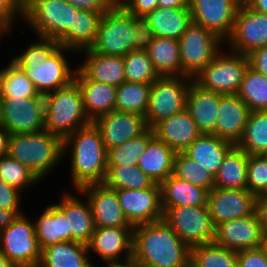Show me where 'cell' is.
I'll list each match as a JSON object with an SVG mask.
<instances>
[{
    "label": "cell",
    "instance_id": "cell-1",
    "mask_svg": "<svg viewBox=\"0 0 267 267\" xmlns=\"http://www.w3.org/2000/svg\"><path fill=\"white\" fill-rule=\"evenodd\" d=\"M31 38V42L30 39L26 40L28 43L22 39L24 47L20 49L21 52L15 53L17 51L15 48L8 45L9 49L6 45L5 49L0 50L2 51L0 54L10 55L9 58L24 71L40 95L44 96L66 87L74 81L78 54L60 46L58 40L35 36Z\"/></svg>",
    "mask_w": 267,
    "mask_h": 267
},
{
    "label": "cell",
    "instance_id": "cell-2",
    "mask_svg": "<svg viewBox=\"0 0 267 267\" xmlns=\"http://www.w3.org/2000/svg\"><path fill=\"white\" fill-rule=\"evenodd\" d=\"M63 164L69 170V189L103 183L107 173V150L99 130L93 123L63 139ZM69 173V176H68Z\"/></svg>",
    "mask_w": 267,
    "mask_h": 267
},
{
    "label": "cell",
    "instance_id": "cell-3",
    "mask_svg": "<svg viewBox=\"0 0 267 267\" xmlns=\"http://www.w3.org/2000/svg\"><path fill=\"white\" fill-rule=\"evenodd\" d=\"M132 257L152 267H190L191 248L161 219L133 226Z\"/></svg>",
    "mask_w": 267,
    "mask_h": 267
},
{
    "label": "cell",
    "instance_id": "cell-4",
    "mask_svg": "<svg viewBox=\"0 0 267 267\" xmlns=\"http://www.w3.org/2000/svg\"><path fill=\"white\" fill-rule=\"evenodd\" d=\"M8 155L33 172L44 184L52 174H57L56 170L63 167V139L46 130L10 134Z\"/></svg>",
    "mask_w": 267,
    "mask_h": 267
},
{
    "label": "cell",
    "instance_id": "cell-5",
    "mask_svg": "<svg viewBox=\"0 0 267 267\" xmlns=\"http://www.w3.org/2000/svg\"><path fill=\"white\" fill-rule=\"evenodd\" d=\"M45 103V130L66 138L76 130L92 123L87 116L83 96L74 80L68 86L43 96Z\"/></svg>",
    "mask_w": 267,
    "mask_h": 267
},
{
    "label": "cell",
    "instance_id": "cell-6",
    "mask_svg": "<svg viewBox=\"0 0 267 267\" xmlns=\"http://www.w3.org/2000/svg\"><path fill=\"white\" fill-rule=\"evenodd\" d=\"M76 11L67 0H25L21 25L31 36L59 40L73 25Z\"/></svg>",
    "mask_w": 267,
    "mask_h": 267
},
{
    "label": "cell",
    "instance_id": "cell-7",
    "mask_svg": "<svg viewBox=\"0 0 267 267\" xmlns=\"http://www.w3.org/2000/svg\"><path fill=\"white\" fill-rule=\"evenodd\" d=\"M248 66L247 55L224 46L193 80L202 88L216 93L237 94Z\"/></svg>",
    "mask_w": 267,
    "mask_h": 267
},
{
    "label": "cell",
    "instance_id": "cell-8",
    "mask_svg": "<svg viewBox=\"0 0 267 267\" xmlns=\"http://www.w3.org/2000/svg\"><path fill=\"white\" fill-rule=\"evenodd\" d=\"M0 253L17 267H38L42 250L35 234L33 218L26 212L1 230Z\"/></svg>",
    "mask_w": 267,
    "mask_h": 267
},
{
    "label": "cell",
    "instance_id": "cell-9",
    "mask_svg": "<svg viewBox=\"0 0 267 267\" xmlns=\"http://www.w3.org/2000/svg\"><path fill=\"white\" fill-rule=\"evenodd\" d=\"M178 42L182 76L191 79L196 78L225 46L216 34L194 22L186 28Z\"/></svg>",
    "mask_w": 267,
    "mask_h": 267
},
{
    "label": "cell",
    "instance_id": "cell-10",
    "mask_svg": "<svg viewBox=\"0 0 267 267\" xmlns=\"http://www.w3.org/2000/svg\"><path fill=\"white\" fill-rule=\"evenodd\" d=\"M193 79L186 76H159L150 87L145 118L149 128L186 108V97Z\"/></svg>",
    "mask_w": 267,
    "mask_h": 267
},
{
    "label": "cell",
    "instance_id": "cell-11",
    "mask_svg": "<svg viewBox=\"0 0 267 267\" xmlns=\"http://www.w3.org/2000/svg\"><path fill=\"white\" fill-rule=\"evenodd\" d=\"M132 14L122 5H113L103 14L96 40L90 49L110 56H125L133 50Z\"/></svg>",
    "mask_w": 267,
    "mask_h": 267
},
{
    "label": "cell",
    "instance_id": "cell-12",
    "mask_svg": "<svg viewBox=\"0 0 267 267\" xmlns=\"http://www.w3.org/2000/svg\"><path fill=\"white\" fill-rule=\"evenodd\" d=\"M163 220L190 248L214 242L215 226L207 205L163 207Z\"/></svg>",
    "mask_w": 267,
    "mask_h": 267
},
{
    "label": "cell",
    "instance_id": "cell-13",
    "mask_svg": "<svg viewBox=\"0 0 267 267\" xmlns=\"http://www.w3.org/2000/svg\"><path fill=\"white\" fill-rule=\"evenodd\" d=\"M0 124L9 134L45 130V103L40 98H0Z\"/></svg>",
    "mask_w": 267,
    "mask_h": 267
},
{
    "label": "cell",
    "instance_id": "cell-14",
    "mask_svg": "<svg viewBox=\"0 0 267 267\" xmlns=\"http://www.w3.org/2000/svg\"><path fill=\"white\" fill-rule=\"evenodd\" d=\"M267 45V14L248 6H239L230 37L225 46L240 54L248 55L254 49Z\"/></svg>",
    "mask_w": 267,
    "mask_h": 267
},
{
    "label": "cell",
    "instance_id": "cell-15",
    "mask_svg": "<svg viewBox=\"0 0 267 267\" xmlns=\"http://www.w3.org/2000/svg\"><path fill=\"white\" fill-rule=\"evenodd\" d=\"M132 243L133 226L95 227L87 246L91 261L97 267L98 263L121 261L132 257Z\"/></svg>",
    "mask_w": 267,
    "mask_h": 267
},
{
    "label": "cell",
    "instance_id": "cell-16",
    "mask_svg": "<svg viewBox=\"0 0 267 267\" xmlns=\"http://www.w3.org/2000/svg\"><path fill=\"white\" fill-rule=\"evenodd\" d=\"M256 199L248 189L214 187L208 193L206 205L216 228L224 222L253 214L256 211Z\"/></svg>",
    "mask_w": 267,
    "mask_h": 267
},
{
    "label": "cell",
    "instance_id": "cell-17",
    "mask_svg": "<svg viewBox=\"0 0 267 267\" xmlns=\"http://www.w3.org/2000/svg\"><path fill=\"white\" fill-rule=\"evenodd\" d=\"M123 214L132 226L163 219L160 184L146 189H116Z\"/></svg>",
    "mask_w": 267,
    "mask_h": 267
},
{
    "label": "cell",
    "instance_id": "cell-18",
    "mask_svg": "<svg viewBox=\"0 0 267 267\" xmlns=\"http://www.w3.org/2000/svg\"><path fill=\"white\" fill-rule=\"evenodd\" d=\"M192 22L216 34L230 37L239 5L234 0H189Z\"/></svg>",
    "mask_w": 267,
    "mask_h": 267
},
{
    "label": "cell",
    "instance_id": "cell-19",
    "mask_svg": "<svg viewBox=\"0 0 267 267\" xmlns=\"http://www.w3.org/2000/svg\"><path fill=\"white\" fill-rule=\"evenodd\" d=\"M217 245L240 251L257 248L267 243L257 211L253 214L224 222L215 228Z\"/></svg>",
    "mask_w": 267,
    "mask_h": 267
},
{
    "label": "cell",
    "instance_id": "cell-20",
    "mask_svg": "<svg viewBox=\"0 0 267 267\" xmlns=\"http://www.w3.org/2000/svg\"><path fill=\"white\" fill-rule=\"evenodd\" d=\"M92 123L99 130L106 150L121 146L149 129L145 116L116 110L99 116Z\"/></svg>",
    "mask_w": 267,
    "mask_h": 267
},
{
    "label": "cell",
    "instance_id": "cell-21",
    "mask_svg": "<svg viewBox=\"0 0 267 267\" xmlns=\"http://www.w3.org/2000/svg\"><path fill=\"white\" fill-rule=\"evenodd\" d=\"M61 193L56 202L51 201L65 214L69 230H71V241L88 244L94 233L95 225L87 198L78 189L69 191L63 187Z\"/></svg>",
    "mask_w": 267,
    "mask_h": 267
},
{
    "label": "cell",
    "instance_id": "cell-22",
    "mask_svg": "<svg viewBox=\"0 0 267 267\" xmlns=\"http://www.w3.org/2000/svg\"><path fill=\"white\" fill-rule=\"evenodd\" d=\"M78 190L90 204L95 227L132 226L123 214L116 189L94 183Z\"/></svg>",
    "mask_w": 267,
    "mask_h": 267
},
{
    "label": "cell",
    "instance_id": "cell-23",
    "mask_svg": "<svg viewBox=\"0 0 267 267\" xmlns=\"http://www.w3.org/2000/svg\"><path fill=\"white\" fill-rule=\"evenodd\" d=\"M152 129L154 136L175 153L184 152L202 134L186 108L158 122Z\"/></svg>",
    "mask_w": 267,
    "mask_h": 267
},
{
    "label": "cell",
    "instance_id": "cell-24",
    "mask_svg": "<svg viewBox=\"0 0 267 267\" xmlns=\"http://www.w3.org/2000/svg\"><path fill=\"white\" fill-rule=\"evenodd\" d=\"M77 58L78 68L90 80L114 87H118L125 82L123 56L103 55L88 48L79 52Z\"/></svg>",
    "mask_w": 267,
    "mask_h": 267
},
{
    "label": "cell",
    "instance_id": "cell-25",
    "mask_svg": "<svg viewBox=\"0 0 267 267\" xmlns=\"http://www.w3.org/2000/svg\"><path fill=\"white\" fill-rule=\"evenodd\" d=\"M251 110L237 94L222 95L216 120V135L237 145L241 140Z\"/></svg>",
    "mask_w": 267,
    "mask_h": 267
},
{
    "label": "cell",
    "instance_id": "cell-26",
    "mask_svg": "<svg viewBox=\"0 0 267 267\" xmlns=\"http://www.w3.org/2000/svg\"><path fill=\"white\" fill-rule=\"evenodd\" d=\"M223 94L199 86L192 80L186 97V109L202 134L216 135L219 100Z\"/></svg>",
    "mask_w": 267,
    "mask_h": 267
},
{
    "label": "cell",
    "instance_id": "cell-27",
    "mask_svg": "<svg viewBox=\"0 0 267 267\" xmlns=\"http://www.w3.org/2000/svg\"><path fill=\"white\" fill-rule=\"evenodd\" d=\"M43 206L42 209L39 207L38 215H34L35 211L33 214L29 213L34 216L35 234L41 250L57 243L71 241V230L65 214L50 200Z\"/></svg>",
    "mask_w": 267,
    "mask_h": 267
},
{
    "label": "cell",
    "instance_id": "cell-28",
    "mask_svg": "<svg viewBox=\"0 0 267 267\" xmlns=\"http://www.w3.org/2000/svg\"><path fill=\"white\" fill-rule=\"evenodd\" d=\"M74 80L81 89L84 109L91 121L115 110L117 87L90 80L78 67Z\"/></svg>",
    "mask_w": 267,
    "mask_h": 267
},
{
    "label": "cell",
    "instance_id": "cell-29",
    "mask_svg": "<svg viewBox=\"0 0 267 267\" xmlns=\"http://www.w3.org/2000/svg\"><path fill=\"white\" fill-rule=\"evenodd\" d=\"M234 146L215 134H201L184 153L215 176L224 157Z\"/></svg>",
    "mask_w": 267,
    "mask_h": 267
},
{
    "label": "cell",
    "instance_id": "cell-30",
    "mask_svg": "<svg viewBox=\"0 0 267 267\" xmlns=\"http://www.w3.org/2000/svg\"><path fill=\"white\" fill-rule=\"evenodd\" d=\"M102 16L101 12L77 10L74 13L73 25L58 40L60 46L71 49L77 54L90 48L96 40Z\"/></svg>",
    "mask_w": 267,
    "mask_h": 267
},
{
    "label": "cell",
    "instance_id": "cell-31",
    "mask_svg": "<svg viewBox=\"0 0 267 267\" xmlns=\"http://www.w3.org/2000/svg\"><path fill=\"white\" fill-rule=\"evenodd\" d=\"M153 31L154 37L179 40L192 22L190 8H160L144 16Z\"/></svg>",
    "mask_w": 267,
    "mask_h": 267
},
{
    "label": "cell",
    "instance_id": "cell-32",
    "mask_svg": "<svg viewBox=\"0 0 267 267\" xmlns=\"http://www.w3.org/2000/svg\"><path fill=\"white\" fill-rule=\"evenodd\" d=\"M38 267H95L91 261L87 244L64 241L42 250Z\"/></svg>",
    "mask_w": 267,
    "mask_h": 267
},
{
    "label": "cell",
    "instance_id": "cell-33",
    "mask_svg": "<svg viewBox=\"0 0 267 267\" xmlns=\"http://www.w3.org/2000/svg\"><path fill=\"white\" fill-rule=\"evenodd\" d=\"M162 207L201 206L207 204L209 191L175 177L168 176L160 183Z\"/></svg>",
    "mask_w": 267,
    "mask_h": 267
},
{
    "label": "cell",
    "instance_id": "cell-34",
    "mask_svg": "<svg viewBox=\"0 0 267 267\" xmlns=\"http://www.w3.org/2000/svg\"><path fill=\"white\" fill-rule=\"evenodd\" d=\"M176 153L155 136L149 141L144 154L138 159V167L155 183L160 184L173 174Z\"/></svg>",
    "mask_w": 267,
    "mask_h": 267
},
{
    "label": "cell",
    "instance_id": "cell-35",
    "mask_svg": "<svg viewBox=\"0 0 267 267\" xmlns=\"http://www.w3.org/2000/svg\"><path fill=\"white\" fill-rule=\"evenodd\" d=\"M249 155L236 145L226 154L214 176V187L247 189V164Z\"/></svg>",
    "mask_w": 267,
    "mask_h": 267
},
{
    "label": "cell",
    "instance_id": "cell-36",
    "mask_svg": "<svg viewBox=\"0 0 267 267\" xmlns=\"http://www.w3.org/2000/svg\"><path fill=\"white\" fill-rule=\"evenodd\" d=\"M146 52L159 76H182L178 40L154 37Z\"/></svg>",
    "mask_w": 267,
    "mask_h": 267
},
{
    "label": "cell",
    "instance_id": "cell-37",
    "mask_svg": "<svg viewBox=\"0 0 267 267\" xmlns=\"http://www.w3.org/2000/svg\"><path fill=\"white\" fill-rule=\"evenodd\" d=\"M24 71L9 57L0 67V98H40Z\"/></svg>",
    "mask_w": 267,
    "mask_h": 267
},
{
    "label": "cell",
    "instance_id": "cell-38",
    "mask_svg": "<svg viewBox=\"0 0 267 267\" xmlns=\"http://www.w3.org/2000/svg\"><path fill=\"white\" fill-rule=\"evenodd\" d=\"M236 146L248 155L267 153V111H251L243 136Z\"/></svg>",
    "mask_w": 267,
    "mask_h": 267
},
{
    "label": "cell",
    "instance_id": "cell-39",
    "mask_svg": "<svg viewBox=\"0 0 267 267\" xmlns=\"http://www.w3.org/2000/svg\"><path fill=\"white\" fill-rule=\"evenodd\" d=\"M113 189H146L155 182L138 166L107 165V173L103 182Z\"/></svg>",
    "mask_w": 267,
    "mask_h": 267
},
{
    "label": "cell",
    "instance_id": "cell-40",
    "mask_svg": "<svg viewBox=\"0 0 267 267\" xmlns=\"http://www.w3.org/2000/svg\"><path fill=\"white\" fill-rule=\"evenodd\" d=\"M151 84L123 82L116 90L115 110L145 116Z\"/></svg>",
    "mask_w": 267,
    "mask_h": 267
},
{
    "label": "cell",
    "instance_id": "cell-41",
    "mask_svg": "<svg viewBox=\"0 0 267 267\" xmlns=\"http://www.w3.org/2000/svg\"><path fill=\"white\" fill-rule=\"evenodd\" d=\"M190 267H238L237 252L215 242L191 247Z\"/></svg>",
    "mask_w": 267,
    "mask_h": 267
},
{
    "label": "cell",
    "instance_id": "cell-42",
    "mask_svg": "<svg viewBox=\"0 0 267 267\" xmlns=\"http://www.w3.org/2000/svg\"><path fill=\"white\" fill-rule=\"evenodd\" d=\"M237 95L251 111H267V77L248 66Z\"/></svg>",
    "mask_w": 267,
    "mask_h": 267
},
{
    "label": "cell",
    "instance_id": "cell-43",
    "mask_svg": "<svg viewBox=\"0 0 267 267\" xmlns=\"http://www.w3.org/2000/svg\"><path fill=\"white\" fill-rule=\"evenodd\" d=\"M0 174L2 181L25 193V196H29L31 190H37L38 185H43L33 172L8 154L0 159Z\"/></svg>",
    "mask_w": 267,
    "mask_h": 267
},
{
    "label": "cell",
    "instance_id": "cell-44",
    "mask_svg": "<svg viewBox=\"0 0 267 267\" xmlns=\"http://www.w3.org/2000/svg\"><path fill=\"white\" fill-rule=\"evenodd\" d=\"M154 137L152 128H149L139 137L130 139L121 146L107 150V165L137 166L138 159L147 149L149 141Z\"/></svg>",
    "mask_w": 267,
    "mask_h": 267
},
{
    "label": "cell",
    "instance_id": "cell-45",
    "mask_svg": "<svg viewBox=\"0 0 267 267\" xmlns=\"http://www.w3.org/2000/svg\"><path fill=\"white\" fill-rule=\"evenodd\" d=\"M173 175L208 191L214 188V176L184 152L175 155Z\"/></svg>",
    "mask_w": 267,
    "mask_h": 267
},
{
    "label": "cell",
    "instance_id": "cell-46",
    "mask_svg": "<svg viewBox=\"0 0 267 267\" xmlns=\"http://www.w3.org/2000/svg\"><path fill=\"white\" fill-rule=\"evenodd\" d=\"M123 59L126 82L152 84L159 77L146 51L132 50Z\"/></svg>",
    "mask_w": 267,
    "mask_h": 267
},
{
    "label": "cell",
    "instance_id": "cell-47",
    "mask_svg": "<svg viewBox=\"0 0 267 267\" xmlns=\"http://www.w3.org/2000/svg\"><path fill=\"white\" fill-rule=\"evenodd\" d=\"M267 186V157L249 155L247 164V189L258 197Z\"/></svg>",
    "mask_w": 267,
    "mask_h": 267
},
{
    "label": "cell",
    "instance_id": "cell-48",
    "mask_svg": "<svg viewBox=\"0 0 267 267\" xmlns=\"http://www.w3.org/2000/svg\"><path fill=\"white\" fill-rule=\"evenodd\" d=\"M133 50L147 51L154 35L148 20L144 16L132 14Z\"/></svg>",
    "mask_w": 267,
    "mask_h": 267
},
{
    "label": "cell",
    "instance_id": "cell-49",
    "mask_svg": "<svg viewBox=\"0 0 267 267\" xmlns=\"http://www.w3.org/2000/svg\"><path fill=\"white\" fill-rule=\"evenodd\" d=\"M22 18L23 4L19 0H0V22L8 30L19 27V24H22Z\"/></svg>",
    "mask_w": 267,
    "mask_h": 267
},
{
    "label": "cell",
    "instance_id": "cell-50",
    "mask_svg": "<svg viewBox=\"0 0 267 267\" xmlns=\"http://www.w3.org/2000/svg\"><path fill=\"white\" fill-rule=\"evenodd\" d=\"M25 194H23L18 189L10 186L5 181H0V208L8 209V210H25L26 205ZM24 207V208H23Z\"/></svg>",
    "mask_w": 267,
    "mask_h": 267
},
{
    "label": "cell",
    "instance_id": "cell-51",
    "mask_svg": "<svg viewBox=\"0 0 267 267\" xmlns=\"http://www.w3.org/2000/svg\"><path fill=\"white\" fill-rule=\"evenodd\" d=\"M238 267H267V243L257 248L237 251Z\"/></svg>",
    "mask_w": 267,
    "mask_h": 267
},
{
    "label": "cell",
    "instance_id": "cell-52",
    "mask_svg": "<svg viewBox=\"0 0 267 267\" xmlns=\"http://www.w3.org/2000/svg\"><path fill=\"white\" fill-rule=\"evenodd\" d=\"M77 10L101 12L105 14L112 6L111 0H67Z\"/></svg>",
    "mask_w": 267,
    "mask_h": 267
},
{
    "label": "cell",
    "instance_id": "cell-53",
    "mask_svg": "<svg viewBox=\"0 0 267 267\" xmlns=\"http://www.w3.org/2000/svg\"><path fill=\"white\" fill-rule=\"evenodd\" d=\"M121 5L135 16H145L158 7V0H125Z\"/></svg>",
    "mask_w": 267,
    "mask_h": 267
},
{
    "label": "cell",
    "instance_id": "cell-54",
    "mask_svg": "<svg viewBox=\"0 0 267 267\" xmlns=\"http://www.w3.org/2000/svg\"><path fill=\"white\" fill-rule=\"evenodd\" d=\"M247 57L249 67L267 77V45L254 49Z\"/></svg>",
    "mask_w": 267,
    "mask_h": 267
},
{
    "label": "cell",
    "instance_id": "cell-55",
    "mask_svg": "<svg viewBox=\"0 0 267 267\" xmlns=\"http://www.w3.org/2000/svg\"><path fill=\"white\" fill-rule=\"evenodd\" d=\"M25 210H8L0 208V231L11 225L19 215L24 214Z\"/></svg>",
    "mask_w": 267,
    "mask_h": 267
},
{
    "label": "cell",
    "instance_id": "cell-56",
    "mask_svg": "<svg viewBox=\"0 0 267 267\" xmlns=\"http://www.w3.org/2000/svg\"><path fill=\"white\" fill-rule=\"evenodd\" d=\"M256 211L260 219L262 231L267 237V197H257Z\"/></svg>",
    "mask_w": 267,
    "mask_h": 267
},
{
    "label": "cell",
    "instance_id": "cell-57",
    "mask_svg": "<svg viewBox=\"0 0 267 267\" xmlns=\"http://www.w3.org/2000/svg\"><path fill=\"white\" fill-rule=\"evenodd\" d=\"M160 8H189V0H158Z\"/></svg>",
    "mask_w": 267,
    "mask_h": 267
},
{
    "label": "cell",
    "instance_id": "cell-58",
    "mask_svg": "<svg viewBox=\"0 0 267 267\" xmlns=\"http://www.w3.org/2000/svg\"><path fill=\"white\" fill-rule=\"evenodd\" d=\"M10 134L0 124V159L8 154V141Z\"/></svg>",
    "mask_w": 267,
    "mask_h": 267
},
{
    "label": "cell",
    "instance_id": "cell-59",
    "mask_svg": "<svg viewBox=\"0 0 267 267\" xmlns=\"http://www.w3.org/2000/svg\"><path fill=\"white\" fill-rule=\"evenodd\" d=\"M102 265V266H101ZM101 265H97V267H136V261L134 260L133 257H130L125 260L121 261H109L105 262Z\"/></svg>",
    "mask_w": 267,
    "mask_h": 267
},
{
    "label": "cell",
    "instance_id": "cell-60",
    "mask_svg": "<svg viewBox=\"0 0 267 267\" xmlns=\"http://www.w3.org/2000/svg\"><path fill=\"white\" fill-rule=\"evenodd\" d=\"M247 6L257 12L267 14V0H251Z\"/></svg>",
    "mask_w": 267,
    "mask_h": 267
},
{
    "label": "cell",
    "instance_id": "cell-61",
    "mask_svg": "<svg viewBox=\"0 0 267 267\" xmlns=\"http://www.w3.org/2000/svg\"><path fill=\"white\" fill-rule=\"evenodd\" d=\"M16 31V29H11L8 30L1 22H0V44L2 45V39L3 42L5 40V37L8 39L9 38V42H10V37H14V32ZM13 34V35H12Z\"/></svg>",
    "mask_w": 267,
    "mask_h": 267
},
{
    "label": "cell",
    "instance_id": "cell-62",
    "mask_svg": "<svg viewBox=\"0 0 267 267\" xmlns=\"http://www.w3.org/2000/svg\"><path fill=\"white\" fill-rule=\"evenodd\" d=\"M0 267H17L4 254L0 253Z\"/></svg>",
    "mask_w": 267,
    "mask_h": 267
},
{
    "label": "cell",
    "instance_id": "cell-63",
    "mask_svg": "<svg viewBox=\"0 0 267 267\" xmlns=\"http://www.w3.org/2000/svg\"><path fill=\"white\" fill-rule=\"evenodd\" d=\"M239 6H247L251 0H234Z\"/></svg>",
    "mask_w": 267,
    "mask_h": 267
},
{
    "label": "cell",
    "instance_id": "cell-64",
    "mask_svg": "<svg viewBox=\"0 0 267 267\" xmlns=\"http://www.w3.org/2000/svg\"><path fill=\"white\" fill-rule=\"evenodd\" d=\"M125 0H111L113 5H121Z\"/></svg>",
    "mask_w": 267,
    "mask_h": 267
},
{
    "label": "cell",
    "instance_id": "cell-65",
    "mask_svg": "<svg viewBox=\"0 0 267 267\" xmlns=\"http://www.w3.org/2000/svg\"><path fill=\"white\" fill-rule=\"evenodd\" d=\"M258 197H267V186L264 191Z\"/></svg>",
    "mask_w": 267,
    "mask_h": 267
},
{
    "label": "cell",
    "instance_id": "cell-66",
    "mask_svg": "<svg viewBox=\"0 0 267 267\" xmlns=\"http://www.w3.org/2000/svg\"><path fill=\"white\" fill-rule=\"evenodd\" d=\"M136 267H152V266H147L142 263L136 262Z\"/></svg>",
    "mask_w": 267,
    "mask_h": 267
},
{
    "label": "cell",
    "instance_id": "cell-67",
    "mask_svg": "<svg viewBox=\"0 0 267 267\" xmlns=\"http://www.w3.org/2000/svg\"><path fill=\"white\" fill-rule=\"evenodd\" d=\"M22 4H24L25 0H19Z\"/></svg>",
    "mask_w": 267,
    "mask_h": 267
}]
</instances>
